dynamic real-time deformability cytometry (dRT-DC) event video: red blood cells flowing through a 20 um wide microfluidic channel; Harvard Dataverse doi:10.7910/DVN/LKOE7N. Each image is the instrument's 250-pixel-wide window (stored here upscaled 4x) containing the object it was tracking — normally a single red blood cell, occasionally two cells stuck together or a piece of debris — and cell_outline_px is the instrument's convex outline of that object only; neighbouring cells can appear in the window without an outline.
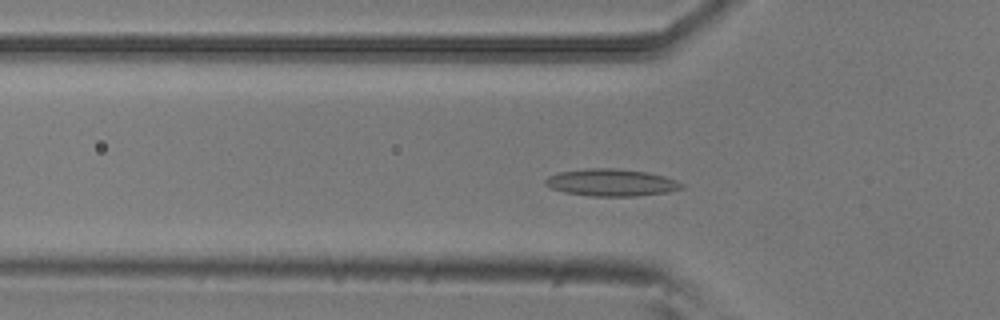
{"species": "common noctule bat (a hibernating species)", "species_latin": "Nyctalus noctula", "temperature_condition": "room temperature", "stored_images_in_passage": 44, "camera_frame_rate_fps": 3000, "um_per_image_px": 0.085, "animal": {"sex": "male", "body_mass_g": 20.5, "forearm_length_mm": 52.5}, "frame": {"image": 1, "passage_image": 7, "time_ms": 2.0, "image_size_px": [1000, 320], "cell_outline_px": [[684, 188], [668, 192], [636, 196], [592, 196], [564, 192], [552, 188], [544, 184], [544, 180], [548, 176], [560, 172], [584, 168], [616, 168], [648, 172], [664, 176], [676, 180], [684, 184]], "centroid_in_image_um": [51.97, 15.51], "position_along_channel_um": 73.8, "area_um2": 21.68}}
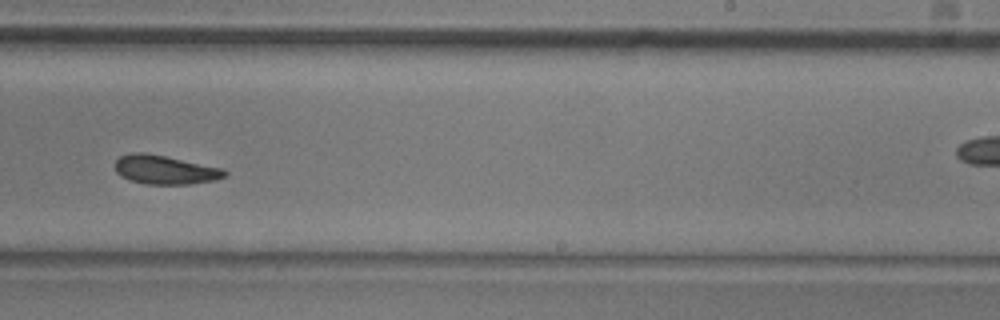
{"frame": {"image": 2, "passage_image": 23, "time_ms": 7.333, "image_size_px": [1000, 320], "cell_outline_px": [[228, 176], [216, 180], [192, 184], [144, 184], [120, 176], [116, 172], [116, 160], [120, 156], [132, 152], [144, 152], [224, 168], [228, 172]], "centroid_in_image_um": [14.07, 14.43], "position_along_channel_um": 274.9, "area_um2": 18.55}}
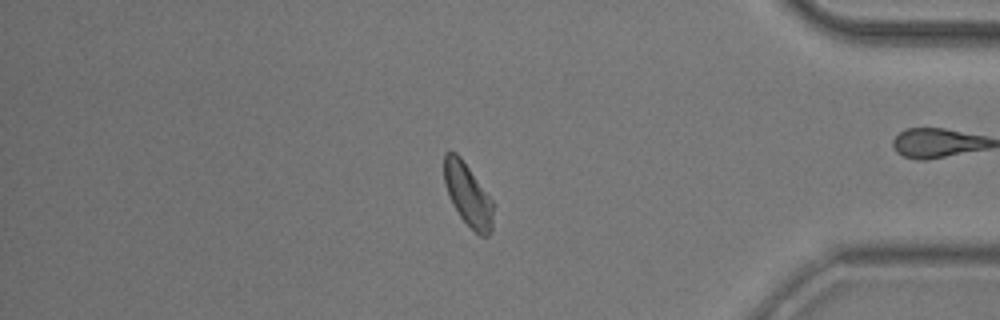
{"frame": {"image": 3, "passage_image": 35, "time_ms": 11.333, "image_size_px": [1000, 320], "cell_outline_px": [[492, 232], [488, 236], [480, 236], [460, 216], [452, 204], [444, 184], [444, 152], [456, 152], [460, 156], [492, 200]], "centroid_in_image_um": [39.75, 16.54], "position_along_channel_um": 395.5, "area_um2": 17.63}, "authors_computed_cell_mechanics": {"area_um2": 18.6405, "velocity_mm_per_s": 3.7664, "shape_relaxation_time_tau1_ms": 6.682, "shape_relaxation_time_tau2_ms": 5.6654, "deformation_change_tau1": 0.1404, "deformation_change_tau2": 0.1251}}